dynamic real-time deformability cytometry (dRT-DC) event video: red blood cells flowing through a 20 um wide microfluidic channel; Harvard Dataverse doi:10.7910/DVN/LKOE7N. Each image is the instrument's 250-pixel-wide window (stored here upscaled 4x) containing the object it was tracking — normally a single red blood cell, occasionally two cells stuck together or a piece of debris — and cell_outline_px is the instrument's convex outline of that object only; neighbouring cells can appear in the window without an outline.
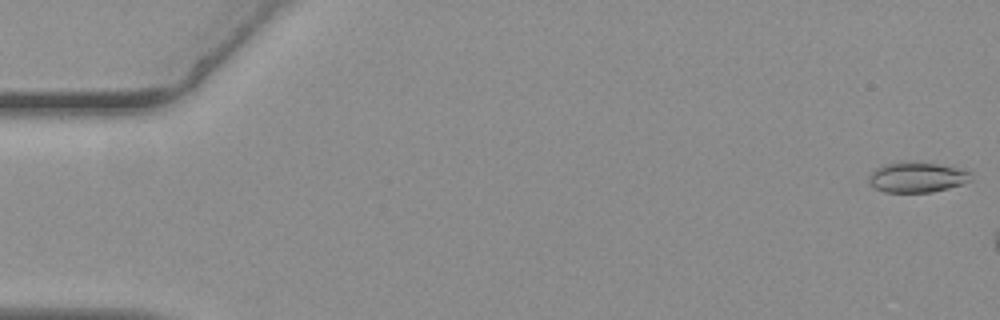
{"species": "common noctule bat (a hibernating species)", "species_latin": "Nyctalus noctula", "temperature_condition": "warm", "stored_images_in_passage": 11, "camera_frame_rate_fps": 3000, "um_per_image_px": 0.085, "animal": {"sex": "female", "body_mass_g": 19.3, "forearm_length_mm": 54.1}, "frame": {"image": 1, "passage_image": 1, "time_ms": 0.0, "image_size_px": [1000, 320], "cell_outline_px": [[972, 180], [948, 188], [932, 192], [884, 192], [876, 188], [868, 180], [868, 176], [876, 168], [884, 164], [936, 164], [960, 168], [972, 172]], "centroid_in_image_um": [77.98, 15.1], "position_along_channel_um": 7.0, "area_um2": 17.4}}